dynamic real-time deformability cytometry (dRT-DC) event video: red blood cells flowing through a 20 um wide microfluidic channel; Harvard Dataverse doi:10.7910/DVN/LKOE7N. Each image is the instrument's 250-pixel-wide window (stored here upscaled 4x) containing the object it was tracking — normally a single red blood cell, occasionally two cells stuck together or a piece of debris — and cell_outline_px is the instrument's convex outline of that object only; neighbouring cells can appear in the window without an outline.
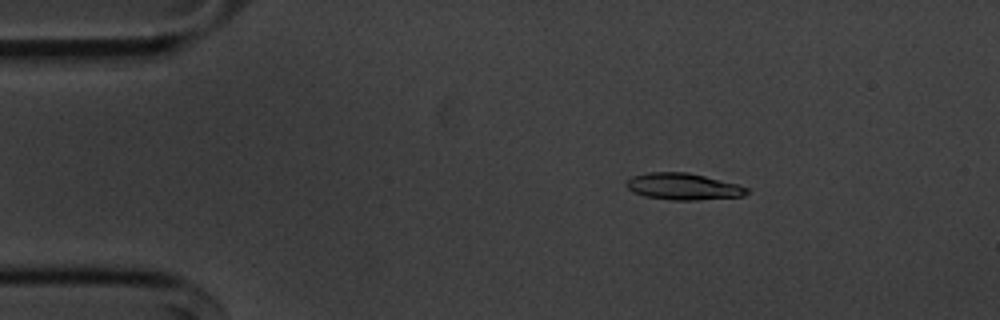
{"species": "common noctule bat (a hibernating species)", "species_latin": "Nyctalus noctula", "temperature_condition": "cold", "stored_images_in_passage": 55, "camera_frame_rate_fps": 3000, "um_per_image_px": 0.085, "animal": {"sex": "male", "body_mass_g": 20.1, "forearm_length_mm": 53.5}, "frame": {"image": 1, "passage_image": 9, "time_ms": 2.667, "image_size_px": [1000, 320], "cell_outline_px": [[752, 192], [744, 196], [696, 200], [672, 200], [644, 196], [632, 192], [624, 184], [632, 176], [648, 172], [688, 172], [736, 184], [748, 188]], "centroid_in_image_um": [58.07, 15.86], "position_along_channel_um": 26.9, "area_um2": 18.73}}
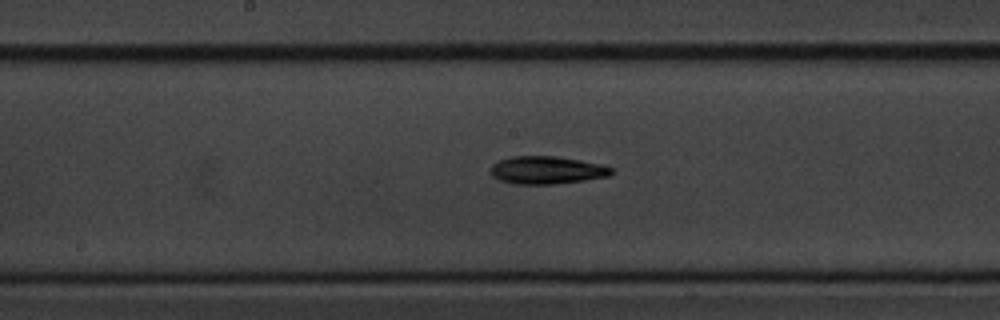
{"frame": {"image": 2, "passage_image": 28, "time_ms": 9.0, "image_size_px": [1000, 320], "cell_outline_px": [[612, 172], [608, 176], [584, 180], [552, 184], [516, 184], [500, 180], [492, 176], [488, 172], [488, 168], [496, 160], [512, 156], [556, 156], [604, 164], [612, 168]], "centroid_in_image_um": [46.41, 14.45], "position_along_channel_um": 201.8, "area_um2": 19.77}}
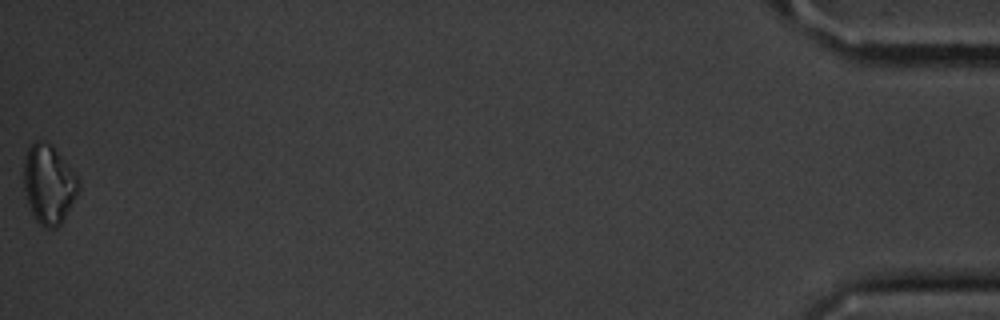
{"frame": {"image": 3, "passage_image": 55, "time_ms": 18.0, "image_size_px": [1000, 320], "cell_outline_px": [[80, 192], [64, 220], [56, 228], [44, 228], [36, 220], [32, 212], [24, 188], [24, 160], [28, 148], [36, 140], [44, 140], [52, 144], [80, 180]], "centroid_in_image_um": [4.18, 15.66], "position_along_channel_um": 431.0, "area_um2": 25.43}, "authors_computed_cell_mechanics": {"area_um2": 18.9006, "velocity_mm_per_s": 3.6345, "shape_relaxation_time_tau1_ms": 2.7119, "shape_relaxation_time_tau2_ms": 9.992, "deformation_change_tau1": 0.0848, "deformation_change_tau2": 0.2103}}